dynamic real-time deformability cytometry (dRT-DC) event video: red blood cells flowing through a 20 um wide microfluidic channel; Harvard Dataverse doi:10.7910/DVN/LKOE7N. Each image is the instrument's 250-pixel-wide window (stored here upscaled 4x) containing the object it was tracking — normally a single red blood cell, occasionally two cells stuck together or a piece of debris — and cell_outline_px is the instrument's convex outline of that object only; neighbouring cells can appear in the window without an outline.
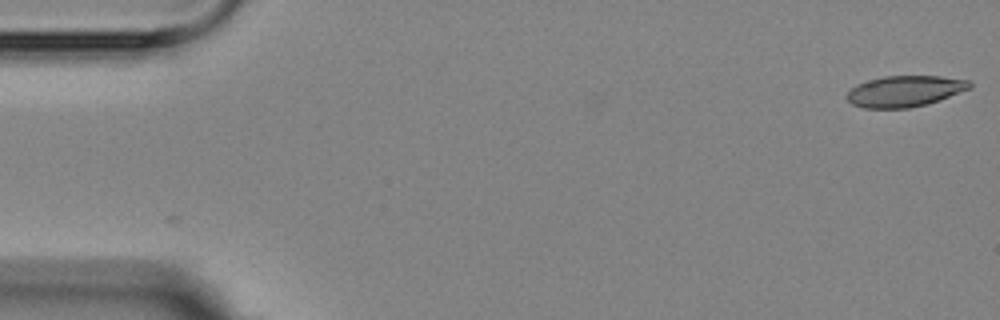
{"species": "Egyptian fruit bat (a non-hibernating species)", "species_latin": "Rousettus aegyptiacus", "temperature_condition": "room temperature", "stored_images_in_passage": 2, "camera_frame_rate_fps": 3000, "um_per_image_px": 0.085, "animal": {"sex": "female"}, "frame": {"image": 1, "passage_image": 2, "time_ms": 1.333, "image_size_px": [1000, 320], "cell_outline_px": [[972, 88], [940, 100], [928, 104], [908, 108], [864, 108], [852, 104], [844, 96], [856, 84], [868, 80], [884, 76], [940, 76], [968, 80], [972, 84]], "centroid_in_image_um": [76.91, 7.75], "position_along_channel_um": 8.1, "area_um2": 22.37}}